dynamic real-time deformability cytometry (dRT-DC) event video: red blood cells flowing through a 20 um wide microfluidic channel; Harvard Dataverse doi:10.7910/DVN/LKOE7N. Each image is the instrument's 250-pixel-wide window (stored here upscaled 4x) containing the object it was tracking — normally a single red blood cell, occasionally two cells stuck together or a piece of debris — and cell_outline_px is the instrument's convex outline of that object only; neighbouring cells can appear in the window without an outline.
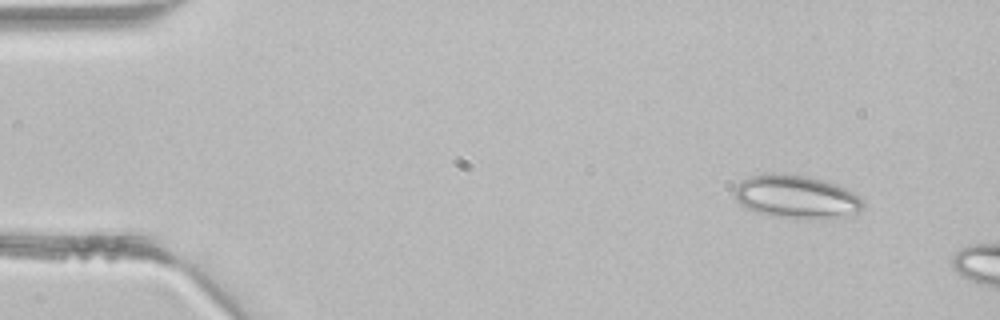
{"species": "common noctule bat (a hibernating species)", "species_latin": "Nyctalus noctula", "temperature_condition": "room temperature", "stored_images_in_passage": 2, "camera_frame_rate_fps": 3000, "um_per_image_px": 0.085, "animal": {"sex": "male", "body_mass_g": 21.5, "forearm_length_mm": 52.0}, "frame": {"image": 1, "passage_image": 1, "time_ms": 0.0, "image_size_px": [1000, 320], "cell_outline_px": [[864, 208], [856, 212], [836, 216], [780, 216], [756, 212], [740, 204], [736, 200], [732, 192], [736, 184], [752, 176], [772, 172], [808, 176], [836, 184], [860, 196], [864, 200]], "centroid_in_image_um": [67.63, 16.67], "position_along_channel_um": 17.4, "area_um2": 31.39}}